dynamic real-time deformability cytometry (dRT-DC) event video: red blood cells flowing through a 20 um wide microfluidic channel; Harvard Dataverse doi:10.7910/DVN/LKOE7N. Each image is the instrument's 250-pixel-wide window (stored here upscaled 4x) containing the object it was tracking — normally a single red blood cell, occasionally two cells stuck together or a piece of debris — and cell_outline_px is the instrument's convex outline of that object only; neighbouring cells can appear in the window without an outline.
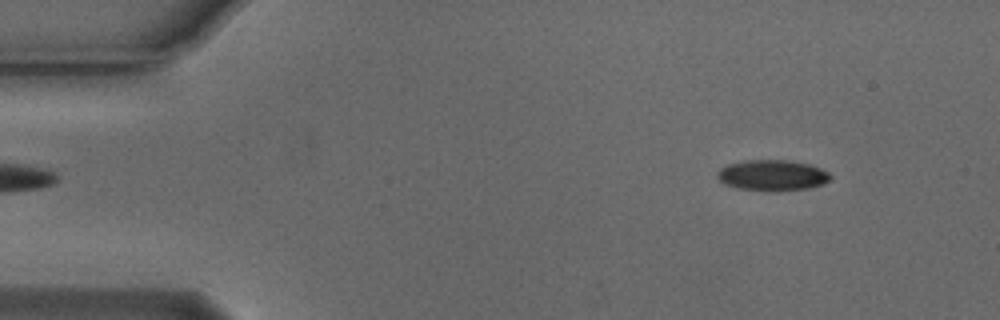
{"species": "Egyptian fruit bat (a non-hibernating species)", "species_latin": "Rousettus aegyptiacus", "temperature_condition": "cold", "stored_images_in_passage": 53, "camera_frame_rate_fps": 3000, "um_per_image_px": 0.085, "animal": {"sex": "male"}, "frame": {"image": 1, "passage_image": 5, "time_ms": 1.333, "image_size_px": [1000, 320], "cell_outline_px": [[832, 176], [824, 184], [808, 188], [780, 192], [764, 192], [736, 188], [724, 184], [716, 176], [716, 172], [720, 168], [728, 164], [748, 160], [788, 160], [808, 164], [820, 168], [828, 172]], "centroid_in_image_um": [65.62, 14.93], "position_along_channel_um": 19.4, "area_um2": 20.69}}
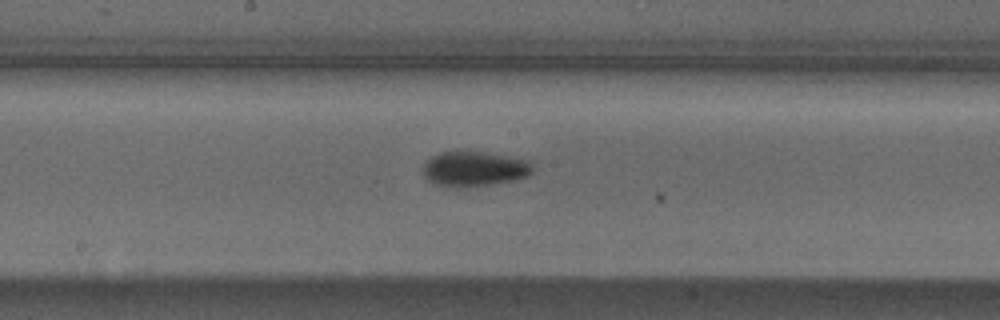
{"frame": {"image": 2, "passage_image": 27, "time_ms": 8.667, "image_size_px": [1000, 320], "cell_outline_px": [[532, 172], [528, 176], [516, 180], [468, 188], [436, 184], [428, 180], [424, 176], [424, 164], [432, 156], [440, 152], [456, 148], [484, 152], [508, 156], [528, 160], [532, 164]], "centroid_in_image_um": [40.31, 14.32], "position_along_channel_um": 207.9, "area_um2": 22.89}}
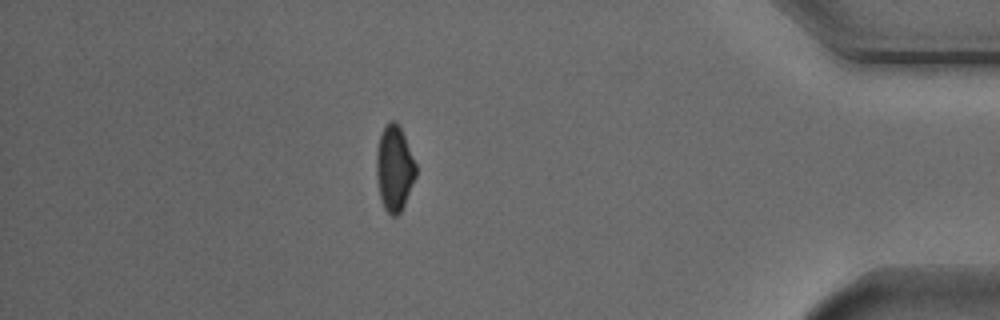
{"frame": {"image": 3, "passage_image": 46, "time_ms": 15.0, "image_size_px": [1000, 320], "cell_outline_px": [[416, 176], [404, 204], [400, 212], [396, 216], [392, 216], [384, 208], [380, 196], [376, 176], [376, 152], [380, 136], [384, 124], [388, 120], [396, 120], [404, 136], [416, 164]], "centroid_in_image_um": [33.5, 14.27], "position_along_channel_um": 401.7, "area_um2": 19.59}, "authors_computed_cell_mechanics": {"area_um2": 20.5768, "velocity_mm_per_s": 3.7609, "shape_relaxation_time_tau1_ms": 2.9444, "shape_relaxation_time_tau2_ms": null, "deformation_change_tau1": 0.0833, "deformation_change_tau2": null}}